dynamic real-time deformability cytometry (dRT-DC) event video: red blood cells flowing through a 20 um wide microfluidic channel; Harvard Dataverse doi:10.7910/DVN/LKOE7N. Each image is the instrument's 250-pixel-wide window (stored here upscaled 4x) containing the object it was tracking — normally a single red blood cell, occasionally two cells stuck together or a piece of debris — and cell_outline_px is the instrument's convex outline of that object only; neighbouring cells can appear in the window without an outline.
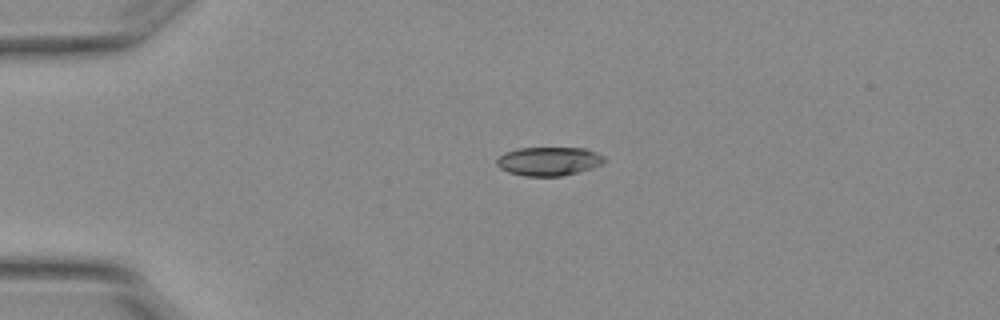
{"species": "Egyptian fruit bat (a non-hibernating species)", "species_latin": "Rousettus aegyptiacus", "temperature_condition": "warm", "stored_images_in_passage": 2, "camera_frame_rate_fps": 3000, "um_per_image_px": 0.085, "animal": {"sex": "female"}, "frame": {"image": 1, "passage_image": 1, "time_ms": 0.0, "image_size_px": [1000, 320], "cell_outline_px": [[604, 160], [600, 164], [592, 168], [580, 172], [560, 176], [524, 176], [508, 172], [500, 168], [496, 164], [496, 160], [504, 152], [516, 148], [584, 148], [596, 152], [604, 156]], "centroid_in_image_um": [46.62, 13.7], "position_along_channel_um": 38.4, "area_um2": 18.03}}
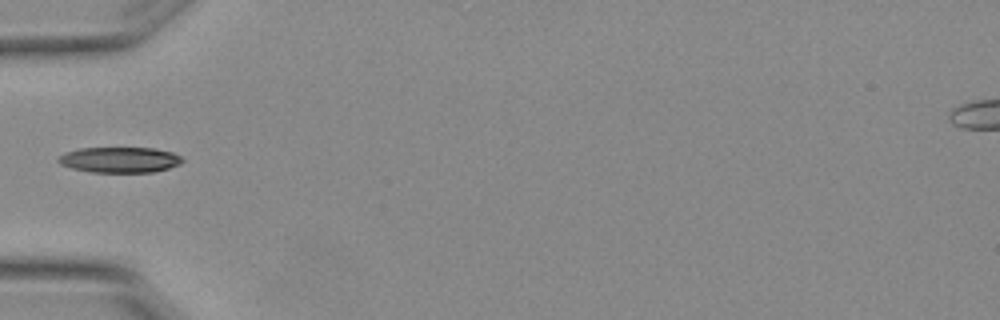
{"frame": {"image": 2, "passage_image": 2, "time_ms": 0.333, "image_size_px": [1000, 320], "cell_outline_px": [[184, 160], [180, 164], [168, 168], [152, 172], [88, 172], [72, 168], [60, 164], [56, 160], [64, 152], [80, 148], [156, 148], [172, 152], [180, 156]], "centroid_in_image_um": [10.16, 13.58], "position_along_channel_um": 74.8, "area_um2": 18.55}}